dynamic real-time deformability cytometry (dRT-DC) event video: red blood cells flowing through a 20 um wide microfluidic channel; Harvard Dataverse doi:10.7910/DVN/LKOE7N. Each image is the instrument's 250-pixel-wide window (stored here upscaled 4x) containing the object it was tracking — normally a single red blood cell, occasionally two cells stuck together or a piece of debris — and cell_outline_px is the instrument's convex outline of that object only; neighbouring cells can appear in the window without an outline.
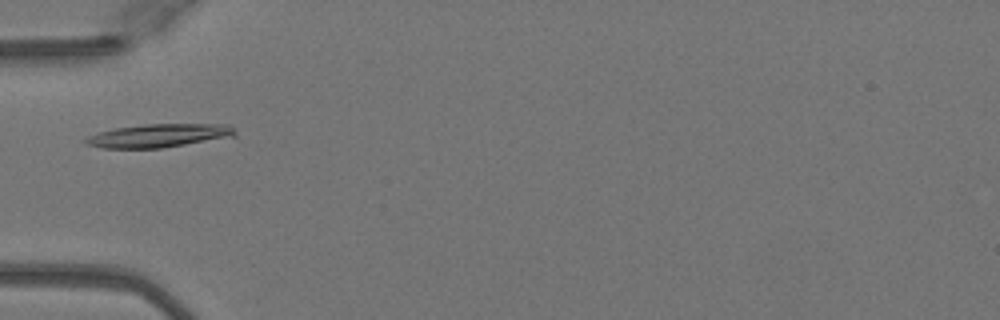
{"species": "Egyptian fruit bat (a non-hibernating species)", "species_latin": "Rousettus aegyptiacus", "temperature_condition": "warm", "stored_images_in_passage": 34, "camera_frame_rate_fps": 3000, "um_per_image_px": 0.085, "animal": {"sex": "female"}, "frame": {"image": 1, "passage_image": 1, "time_ms": 0.0, "image_size_px": [1000, 320], "cell_outline_px": [[236, 136], [160, 148], [104, 148], [84, 144], [84, 140], [88, 136], [100, 132], [116, 128], [144, 124], [232, 124], [236, 132]], "centroid_in_image_um": [13.53, 11.52], "position_along_channel_um": 71.5, "area_um2": 20.29}}
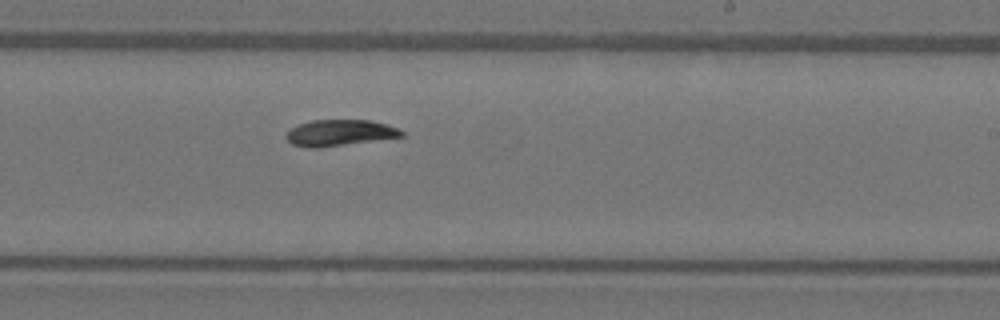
{"frame": {"image": 2, "passage_image": 15, "time_ms": 4.667, "image_size_px": [1000, 320], "cell_outline_px": [[404, 136], [316, 148], [308, 148], [292, 144], [288, 140], [288, 132], [292, 128], [300, 124], [312, 120], [368, 120], [388, 124], [400, 128], [404, 132]], "centroid_in_image_um": [28.92, 11.28], "position_along_channel_um": 260.1, "area_um2": 17.34}}
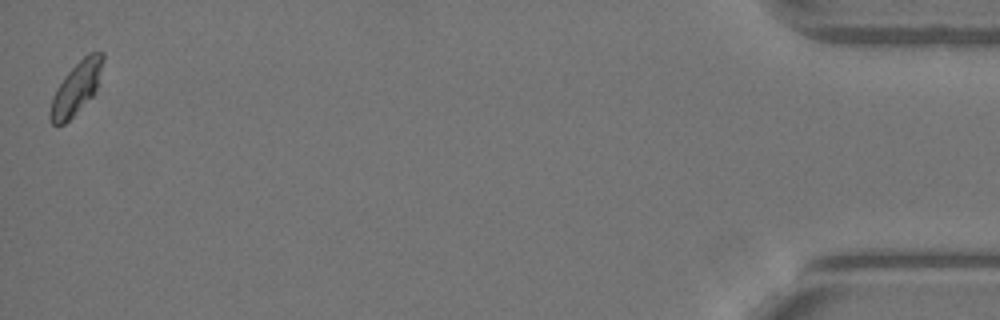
{"frame": {"image": 3, "passage_image": 34, "time_ms": 11.0, "image_size_px": [1000, 320], "cell_outline_px": [[104, 60], [96, 88], [92, 96], [64, 124], [52, 124], [48, 120], [48, 112], [52, 96], [56, 88], [64, 76], [88, 52], [104, 52]], "centroid_in_image_um": [6.44, 7.49], "position_along_channel_um": 428.8, "area_um2": 15.95}, "authors_computed_cell_mechanics": {"area_um2": 17.6001, "velocity_mm_per_s": 4.0412, "shape_relaxation_time_tau1_ms": 4.0222, "shape_relaxation_time_tau2_ms": 5.619, "deformation_change_tau1": 0.1466, "deformation_change_tau2": 0.0861}}